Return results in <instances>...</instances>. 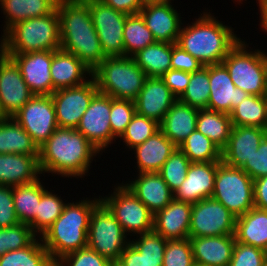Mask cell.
I'll return each mask as SVG.
<instances>
[{
	"instance_id": "cell-1",
	"label": "cell",
	"mask_w": 267,
	"mask_h": 266,
	"mask_svg": "<svg viewBox=\"0 0 267 266\" xmlns=\"http://www.w3.org/2000/svg\"><path fill=\"white\" fill-rule=\"evenodd\" d=\"M101 153L73 128L58 127L48 140L39 147V167L45 174L63 178L88 176L93 160Z\"/></svg>"
},
{
	"instance_id": "cell-2",
	"label": "cell",
	"mask_w": 267,
	"mask_h": 266,
	"mask_svg": "<svg viewBox=\"0 0 267 266\" xmlns=\"http://www.w3.org/2000/svg\"><path fill=\"white\" fill-rule=\"evenodd\" d=\"M200 14L196 21L187 24L183 21L176 44L203 66L221 64L241 38L232 26L217 20L210 9Z\"/></svg>"
},
{
	"instance_id": "cell-3",
	"label": "cell",
	"mask_w": 267,
	"mask_h": 266,
	"mask_svg": "<svg viewBox=\"0 0 267 266\" xmlns=\"http://www.w3.org/2000/svg\"><path fill=\"white\" fill-rule=\"evenodd\" d=\"M60 49L77 56L91 71L105 58L93 25L89 0H70L56 7Z\"/></svg>"
},
{
	"instance_id": "cell-4",
	"label": "cell",
	"mask_w": 267,
	"mask_h": 266,
	"mask_svg": "<svg viewBox=\"0 0 267 266\" xmlns=\"http://www.w3.org/2000/svg\"><path fill=\"white\" fill-rule=\"evenodd\" d=\"M76 201H68L62 214L40 237L54 263L66 254L87 247L90 216L101 198L99 195Z\"/></svg>"
},
{
	"instance_id": "cell-5",
	"label": "cell",
	"mask_w": 267,
	"mask_h": 266,
	"mask_svg": "<svg viewBox=\"0 0 267 266\" xmlns=\"http://www.w3.org/2000/svg\"><path fill=\"white\" fill-rule=\"evenodd\" d=\"M0 37V50L4 54L59 50L60 28L57 9L46 16L17 22Z\"/></svg>"
},
{
	"instance_id": "cell-6",
	"label": "cell",
	"mask_w": 267,
	"mask_h": 266,
	"mask_svg": "<svg viewBox=\"0 0 267 266\" xmlns=\"http://www.w3.org/2000/svg\"><path fill=\"white\" fill-rule=\"evenodd\" d=\"M98 91L116 99L134 101L147 78L129 56L106 57L93 71Z\"/></svg>"
},
{
	"instance_id": "cell-7",
	"label": "cell",
	"mask_w": 267,
	"mask_h": 266,
	"mask_svg": "<svg viewBox=\"0 0 267 266\" xmlns=\"http://www.w3.org/2000/svg\"><path fill=\"white\" fill-rule=\"evenodd\" d=\"M252 50L245 38L240 39L222 64L228 70L236 88L249 95L264 96L267 95L266 52L258 48Z\"/></svg>"
},
{
	"instance_id": "cell-8",
	"label": "cell",
	"mask_w": 267,
	"mask_h": 266,
	"mask_svg": "<svg viewBox=\"0 0 267 266\" xmlns=\"http://www.w3.org/2000/svg\"><path fill=\"white\" fill-rule=\"evenodd\" d=\"M236 218L254 207L253 179L239 167L219 163L211 196Z\"/></svg>"
},
{
	"instance_id": "cell-9",
	"label": "cell",
	"mask_w": 267,
	"mask_h": 266,
	"mask_svg": "<svg viewBox=\"0 0 267 266\" xmlns=\"http://www.w3.org/2000/svg\"><path fill=\"white\" fill-rule=\"evenodd\" d=\"M115 183L113 192L100 196L101 202L113 214L128 236L153 230L154 214L124 184Z\"/></svg>"
},
{
	"instance_id": "cell-10",
	"label": "cell",
	"mask_w": 267,
	"mask_h": 266,
	"mask_svg": "<svg viewBox=\"0 0 267 266\" xmlns=\"http://www.w3.org/2000/svg\"><path fill=\"white\" fill-rule=\"evenodd\" d=\"M130 239L113 214L100 202L90 216L87 247L109 261H115L120 259Z\"/></svg>"
},
{
	"instance_id": "cell-11",
	"label": "cell",
	"mask_w": 267,
	"mask_h": 266,
	"mask_svg": "<svg viewBox=\"0 0 267 266\" xmlns=\"http://www.w3.org/2000/svg\"><path fill=\"white\" fill-rule=\"evenodd\" d=\"M236 217L213 198L192 205L189 237H209L235 234Z\"/></svg>"
},
{
	"instance_id": "cell-12",
	"label": "cell",
	"mask_w": 267,
	"mask_h": 266,
	"mask_svg": "<svg viewBox=\"0 0 267 266\" xmlns=\"http://www.w3.org/2000/svg\"><path fill=\"white\" fill-rule=\"evenodd\" d=\"M89 10L104 55L124 56L123 31L127 14L101 0H89Z\"/></svg>"
},
{
	"instance_id": "cell-13",
	"label": "cell",
	"mask_w": 267,
	"mask_h": 266,
	"mask_svg": "<svg viewBox=\"0 0 267 266\" xmlns=\"http://www.w3.org/2000/svg\"><path fill=\"white\" fill-rule=\"evenodd\" d=\"M13 118L38 147L58 128L51 95H34Z\"/></svg>"
},
{
	"instance_id": "cell-14",
	"label": "cell",
	"mask_w": 267,
	"mask_h": 266,
	"mask_svg": "<svg viewBox=\"0 0 267 266\" xmlns=\"http://www.w3.org/2000/svg\"><path fill=\"white\" fill-rule=\"evenodd\" d=\"M110 109L111 96L98 91L76 128L101 154L117 140L110 127Z\"/></svg>"
},
{
	"instance_id": "cell-15",
	"label": "cell",
	"mask_w": 267,
	"mask_h": 266,
	"mask_svg": "<svg viewBox=\"0 0 267 266\" xmlns=\"http://www.w3.org/2000/svg\"><path fill=\"white\" fill-rule=\"evenodd\" d=\"M97 92L96 82L91 76L84 84L52 93L58 127L76 129Z\"/></svg>"
},
{
	"instance_id": "cell-16",
	"label": "cell",
	"mask_w": 267,
	"mask_h": 266,
	"mask_svg": "<svg viewBox=\"0 0 267 266\" xmlns=\"http://www.w3.org/2000/svg\"><path fill=\"white\" fill-rule=\"evenodd\" d=\"M34 94L17 64L0 50V107L5 117H13Z\"/></svg>"
},
{
	"instance_id": "cell-17",
	"label": "cell",
	"mask_w": 267,
	"mask_h": 266,
	"mask_svg": "<svg viewBox=\"0 0 267 266\" xmlns=\"http://www.w3.org/2000/svg\"><path fill=\"white\" fill-rule=\"evenodd\" d=\"M19 67L23 80L34 95H51L53 83L50 73L52 51L25 54H5Z\"/></svg>"
},
{
	"instance_id": "cell-18",
	"label": "cell",
	"mask_w": 267,
	"mask_h": 266,
	"mask_svg": "<svg viewBox=\"0 0 267 266\" xmlns=\"http://www.w3.org/2000/svg\"><path fill=\"white\" fill-rule=\"evenodd\" d=\"M172 3L144 4L139 12L156 42L176 43L178 40L183 15Z\"/></svg>"
},
{
	"instance_id": "cell-19",
	"label": "cell",
	"mask_w": 267,
	"mask_h": 266,
	"mask_svg": "<svg viewBox=\"0 0 267 266\" xmlns=\"http://www.w3.org/2000/svg\"><path fill=\"white\" fill-rule=\"evenodd\" d=\"M178 98L159 77H147L134 100L136 113L160 123Z\"/></svg>"
},
{
	"instance_id": "cell-20",
	"label": "cell",
	"mask_w": 267,
	"mask_h": 266,
	"mask_svg": "<svg viewBox=\"0 0 267 266\" xmlns=\"http://www.w3.org/2000/svg\"><path fill=\"white\" fill-rule=\"evenodd\" d=\"M219 163H191L185 180L174 193V199L194 204L202 199L211 198Z\"/></svg>"
},
{
	"instance_id": "cell-21",
	"label": "cell",
	"mask_w": 267,
	"mask_h": 266,
	"mask_svg": "<svg viewBox=\"0 0 267 266\" xmlns=\"http://www.w3.org/2000/svg\"><path fill=\"white\" fill-rule=\"evenodd\" d=\"M210 98L208 109L230 114L249 94L236 88L226 67L209 65Z\"/></svg>"
},
{
	"instance_id": "cell-22",
	"label": "cell",
	"mask_w": 267,
	"mask_h": 266,
	"mask_svg": "<svg viewBox=\"0 0 267 266\" xmlns=\"http://www.w3.org/2000/svg\"><path fill=\"white\" fill-rule=\"evenodd\" d=\"M267 130L254 126H233L226 146L222 149V161L241 168L257 151Z\"/></svg>"
},
{
	"instance_id": "cell-23",
	"label": "cell",
	"mask_w": 267,
	"mask_h": 266,
	"mask_svg": "<svg viewBox=\"0 0 267 266\" xmlns=\"http://www.w3.org/2000/svg\"><path fill=\"white\" fill-rule=\"evenodd\" d=\"M136 237L130 239L119 260L126 266H162L167 239L154 230Z\"/></svg>"
},
{
	"instance_id": "cell-24",
	"label": "cell",
	"mask_w": 267,
	"mask_h": 266,
	"mask_svg": "<svg viewBox=\"0 0 267 266\" xmlns=\"http://www.w3.org/2000/svg\"><path fill=\"white\" fill-rule=\"evenodd\" d=\"M136 177L128 179L123 184L155 214L167 206L173 199L174 193L163 180L159 172L136 173ZM132 180V181H131ZM128 182V183H127Z\"/></svg>"
},
{
	"instance_id": "cell-25",
	"label": "cell",
	"mask_w": 267,
	"mask_h": 266,
	"mask_svg": "<svg viewBox=\"0 0 267 266\" xmlns=\"http://www.w3.org/2000/svg\"><path fill=\"white\" fill-rule=\"evenodd\" d=\"M192 205L173 199L153 218V230L167 240L189 238Z\"/></svg>"
},
{
	"instance_id": "cell-26",
	"label": "cell",
	"mask_w": 267,
	"mask_h": 266,
	"mask_svg": "<svg viewBox=\"0 0 267 266\" xmlns=\"http://www.w3.org/2000/svg\"><path fill=\"white\" fill-rule=\"evenodd\" d=\"M50 73L53 93L84 84L92 76V71L77 56L62 49L52 51Z\"/></svg>"
},
{
	"instance_id": "cell-27",
	"label": "cell",
	"mask_w": 267,
	"mask_h": 266,
	"mask_svg": "<svg viewBox=\"0 0 267 266\" xmlns=\"http://www.w3.org/2000/svg\"><path fill=\"white\" fill-rule=\"evenodd\" d=\"M194 262L203 266H229L236 243L235 234L189 237Z\"/></svg>"
},
{
	"instance_id": "cell-28",
	"label": "cell",
	"mask_w": 267,
	"mask_h": 266,
	"mask_svg": "<svg viewBox=\"0 0 267 266\" xmlns=\"http://www.w3.org/2000/svg\"><path fill=\"white\" fill-rule=\"evenodd\" d=\"M41 174L39 155L0 154V185L28 184L42 177Z\"/></svg>"
},
{
	"instance_id": "cell-29",
	"label": "cell",
	"mask_w": 267,
	"mask_h": 266,
	"mask_svg": "<svg viewBox=\"0 0 267 266\" xmlns=\"http://www.w3.org/2000/svg\"><path fill=\"white\" fill-rule=\"evenodd\" d=\"M177 146L159 130L144 143L133 148L137 173L159 172Z\"/></svg>"
},
{
	"instance_id": "cell-30",
	"label": "cell",
	"mask_w": 267,
	"mask_h": 266,
	"mask_svg": "<svg viewBox=\"0 0 267 266\" xmlns=\"http://www.w3.org/2000/svg\"><path fill=\"white\" fill-rule=\"evenodd\" d=\"M198 113L199 109L177 99L159 123L160 130L179 147L196 130Z\"/></svg>"
},
{
	"instance_id": "cell-31",
	"label": "cell",
	"mask_w": 267,
	"mask_h": 266,
	"mask_svg": "<svg viewBox=\"0 0 267 266\" xmlns=\"http://www.w3.org/2000/svg\"><path fill=\"white\" fill-rule=\"evenodd\" d=\"M237 242L264 250L267 247V210L253 207L236 218Z\"/></svg>"
},
{
	"instance_id": "cell-32",
	"label": "cell",
	"mask_w": 267,
	"mask_h": 266,
	"mask_svg": "<svg viewBox=\"0 0 267 266\" xmlns=\"http://www.w3.org/2000/svg\"><path fill=\"white\" fill-rule=\"evenodd\" d=\"M57 5L52 0H0L4 15L3 34L17 22L51 14Z\"/></svg>"
},
{
	"instance_id": "cell-33",
	"label": "cell",
	"mask_w": 267,
	"mask_h": 266,
	"mask_svg": "<svg viewBox=\"0 0 267 266\" xmlns=\"http://www.w3.org/2000/svg\"><path fill=\"white\" fill-rule=\"evenodd\" d=\"M39 155V147L13 117L0 121V154Z\"/></svg>"
},
{
	"instance_id": "cell-34",
	"label": "cell",
	"mask_w": 267,
	"mask_h": 266,
	"mask_svg": "<svg viewBox=\"0 0 267 266\" xmlns=\"http://www.w3.org/2000/svg\"><path fill=\"white\" fill-rule=\"evenodd\" d=\"M172 43L155 42L137 52L132 58L147 77L161 78L171 66Z\"/></svg>"
},
{
	"instance_id": "cell-35",
	"label": "cell",
	"mask_w": 267,
	"mask_h": 266,
	"mask_svg": "<svg viewBox=\"0 0 267 266\" xmlns=\"http://www.w3.org/2000/svg\"><path fill=\"white\" fill-rule=\"evenodd\" d=\"M48 188L41 178L13 186L14 209L20 223L29 224L35 218L41 196Z\"/></svg>"
},
{
	"instance_id": "cell-36",
	"label": "cell",
	"mask_w": 267,
	"mask_h": 266,
	"mask_svg": "<svg viewBox=\"0 0 267 266\" xmlns=\"http://www.w3.org/2000/svg\"><path fill=\"white\" fill-rule=\"evenodd\" d=\"M230 114L200 109L196 130L214 142L221 150L226 146L232 130Z\"/></svg>"
},
{
	"instance_id": "cell-37",
	"label": "cell",
	"mask_w": 267,
	"mask_h": 266,
	"mask_svg": "<svg viewBox=\"0 0 267 266\" xmlns=\"http://www.w3.org/2000/svg\"><path fill=\"white\" fill-rule=\"evenodd\" d=\"M233 126H254L267 128L266 95H248L230 113Z\"/></svg>"
},
{
	"instance_id": "cell-38",
	"label": "cell",
	"mask_w": 267,
	"mask_h": 266,
	"mask_svg": "<svg viewBox=\"0 0 267 266\" xmlns=\"http://www.w3.org/2000/svg\"><path fill=\"white\" fill-rule=\"evenodd\" d=\"M0 266H55L49 252L37 237L29 246L6 252L0 257Z\"/></svg>"
},
{
	"instance_id": "cell-39",
	"label": "cell",
	"mask_w": 267,
	"mask_h": 266,
	"mask_svg": "<svg viewBox=\"0 0 267 266\" xmlns=\"http://www.w3.org/2000/svg\"><path fill=\"white\" fill-rule=\"evenodd\" d=\"M47 189L41 196L35 218L28 224L32 231L41 237L44 232L54 223L62 214L67 201L62 200L61 195L52 192L53 189Z\"/></svg>"
},
{
	"instance_id": "cell-40",
	"label": "cell",
	"mask_w": 267,
	"mask_h": 266,
	"mask_svg": "<svg viewBox=\"0 0 267 266\" xmlns=\"http://www.w3.org/2000/svg\"><path fill=\"white\" fill-rule=\"evenodd\" d=\"M124 56L132 57L145 47L156 41L151 30L146 26L142 16L138 14L127 15L124 31Z\"/></svg>"
},
{
	"instance_id": "cell-41",
	"label": "cell",
	"mask_w": 267,
	"mask_h": 266,
	"mask_svg": "<svg viewBox=\"0 0 267 266\" xmlns=\"http://www.w3.org/2000/svg\"><path fill=\"white\" fill-rule=\"evenodd\" d=\"M178 148L191 163L222 161V150L197 130L193 131Z\"/></svg>"
},
{
	"instance_id": "cell-42",
	"label": "cell",
	"mask_w": 267,
	"mask_h": 266,
	"mask_svg": "<svg viewBox=\"0 0 267 266\" xmlns=\"http://www.w3.org/2000/svg\"><path fill=\"white\" fill-rule=\"evenodd\" d=\"M210 98L209 66L190 73V81L186 90L178 98L183 103L197 109H208Z\"/></svg>"
},
{
	"instance_id": "cell-43",
	"label": "cell",
	"mask_w": 267,
	"mask_h": 266,
	"mask_svg": "<svg viewBox=\"0 0 267 266\" xmlns=\"http://www.w3.org/2000/svg\"><path fill=\"white\" fill-rule=\"evenodd\" d=\"M160 130L159 123L153 119L135 114L131 122L127 125L123 134L119 137V142H123L131 151L136 146L144 143L149 137Z\"/></svg>"
},
{
	"instance_id": "cell-44",
	"label": "cell",
	"mask_w": 267,
	"mask_h": 266,
	"mask_svg": "<svg viewBox=\"0 0 267 266\" xmlns=\"http://www.w3.org/2000/svg\"><path fill=\"white\" fill-rule=\"evenodd\" d=\"M190 164L188 157L178 147L163 164L159 173L173 193L185 180Z\"/></svg>"
},
{
	"instance_id": "cell-45",
	"label": "cell",
	"mask_w": 267,
	"mask_h": 266,
	"mask_svg": "<svg viewBox=\"0 0 267 266\" xmlns=\"http://www.w3.org/2000/svg\"><path fill=\"white\" fill-rule=\"evenodd\" d=\"M37 237L31 227L25 223L0 228V257L6 252L29 246Z\"/></svg>"
},
{
	"instance_id": "cell-46",
	"label": "cell",
	"mask_w": 267,
	"mask_h": 266,
	"mask_svg": "<svg viewBox=\"0 0 267 266\" xmlns=\"http://www.w3.org/2000/svg\"><path fill=\"white\" fill-rule=\"evenodd\" d=\"M194 264L189 238L167 240L162 266H193Z\"/></svg>"
},
{
	"instance_id": "cell-47",
	"label": "cell",
	"mask_w": 267,
	"mask_h": 266,
	"mask_svg": "<svg viewBox=\"0 0 267 266\" xmlns=\"http://www.w3.org/2000/svg\"><path fill=\"white\" fill-rule=\"evenodd\" d=\"M136 114L134 101L111 97L110 127L118 139Z\"/></svg>"
},
{
	"instance_id": "cell-48",
	"label": "cell",
	"mask_w": 267,
	"mask_h": 266,
	"mask_svg": "<svg viewBox=\"0 0 267 266\" xmlns=\"http://www.w3.org/2000/svg\"><path fill=\"white\" fill-rule=\"evenodd\" d=\"M110 261L88 247L64 255L55 266H109Z\"/></svg>"
},
{
	"instance_id": "cell-49",
	"label": "cell",
	"mask_w": 267,
	"mask_h": 266,
	"mask_svg": "<svg viewBox=\"0 0 267 266\" xmlns=\"http://www.w3.org/2000/svg\"><path fill=\"white\" fill-rule=\"evenodd\" d=\"M264 265H265L264 250L236 241L229 266H264Z\"/></svg>"
},
{
	"instance_id": "cell-50",
	"label": "cell",
	"mask_w": 267,
	"mask_h": 266,
	"mask_svg": "<svg viewBox=\"0 0 267 266\" xmlns=\"http://www.w3.org/2000/svg\"><path fill=\"white\" fill-rule=\"evenodd\" d=\"M13 201V187L0 185V228L19 224Z\"/></svg>"
},
{
	"instance_id": "cell-51",
	"label": "cell",
	"mask_w": 267,
	"mask_h": 266,
	"mask_svg": "<svg viewBox=\"0 0 267 266\" xmlns=\"http://www.w3.org/2000/svg\"><path fill=\"white\" fill-rule=\"evenodd\" d=\"M253 180L267 175V135L257 151L241 167Z\"/></svg>"
},
{
	"instance_id": "cell-52",
	"label": "cell",
	"mask_w": 267,
	"mask_h": 266,
	"mask_svg": "<svg viewBox=\"0 0 267 266\" xmlns=\"http://www.w3.org/2000/svg\"><path fill=\"white\" fill-rule=\"evenodd\" d=\"M171 66L173 70H181L188 73H193L203 67L196 58L176 43H172Z\"/></svg>"
},
{
	"instance_id": "cell-53",
	"label": "cell",
	"mask_w": 267,
	"mask_h": 266,
	"mask_svg": "<svg viewBox=\"0 0 267 266\" xmlns=\"http://www.w3.org/2000/svg\"><path fill=\"white\" fill-rule=\"evenodd\" d=\"M161 79L171 92L179 98L186 90L190 81V73L181 70L170 69Z\"/></svg>"
},
{
	"instance_id": "cell-54",
	"label": "cell",
	"mask_w": 267,
	"mask_h": 266,
	"mask_svg": "<svg viewBox=\"0 0 267 266\" xmlns=\"http://www.w3.org/2000/svg\"><path fill=\"white\" fill-rule=\"evenodd\" d=\"M113 9L127 15L138 14L144 6L143 0H101Z\"/></svg>"
},
{
	"instance_id": "cell-55",
	"label": "cell",
	"mask_w": 267,
	"mask_h": 266,
	"mask_svg": "<svg viewBox=\"0 0 267 266\" xmlns=\"http://www.w3.org/2000/svg\"><path fill=\"white\" fill-rule=\"evenodd\" d=\"M254 207L267 210V175L253 180Z\"/></svg>"
},
{
	"instance_id": "cell-56",
	"label": "cell",
	"mask_w": 267,
	"mask_h": 266,
	"mask_svg": "<svg viewBox=\"0 0 267 266\" xmlns=\"http://www.w3.org/2000/svg\"><path fill=\"white\" fill-rule=\"evenodd\" d=\"M258 11L259 13V22H260V27L262 28L261 30L264 31L267 35V7L266 8H259Z\"/></svg>"
},
{
	"instance_id": "cell-57",
	"label": "cell",
	"mask_w": 267,
	"mask_h": 266,
	"mask_svg": "<svg viewBox=\"0 0 267 266\" xmlns=\"http://www.w3.org/2000/svg\"><path fill=\"white\" fill-rule=\"evenodd\" d=\"M174 0H143L144 4H149V3H166V2H172Z\"/></svg>"
},
{
	"instance_id": "cell-58",
	"label": "cell",
	"mask_w": 267,
	"mask_h": 266,
	"mask_svg": "<svg viewBox=\"0 0 267 266\" xmlns=\"http://www.w3.org/2000/svg\"><path fill=\"white\" fill-rule=\"evenodd\" d=\"M259 8H266L267 7V0H256Z\"/></svg>"
},
{
	"instance_id": "cell-59",
	"label": "cell",
	"mask_w": 267,
	"mask_h": 266,
	"mask_svg": "<svg viewBox=\"0 0 267 266\" xmlns=\"http://www.w3.org/2000/svg\"><path fill=\"white\" fill-rule=\"evenodd\" d=\"M109 266H126L120 260L110 261Z\"/></svg>"
},
{
	"instance_id": "cell-60",
	"label": "cell",
	"mask_w": 267,
	"mask_h": 266,
	"mask_svg": "<svg viewBox=\"0 0 267 266\" xmlns=\"http://www.w3.org/2000/svg\"><path fill=\"white\" fill-rule=\"evenodd\" d=\"M56 5H60V4H62V3H64V2H68V1H70V0H52Z\"/></svg>"
},
{
	"instance_id": "cell-61",
	"label": "cell",
	"mask_w": 267,
	"mask_h": 266,
	"mask_svg": "<svg viewBox=\"0 0 267 266\" xmlns=\"http://www.w3.org/2000/svg\"><path fill=\"white\" fill-rule=\"evenodd\" d=\"M265 264H267V247L264 249Z\"/></svg>"
},
{
	"instance_id": "cell-62",
	"label": "cell",
	"mask_w": 267,
	"mask_h": 266,
	"mask_svg": "<svg viewBox=\"0 0 267 266\" xmlns=\"http://www.w3.org/2000/svg\"><path fill=\"white\" fill-rule=\"evenodd\" d=\"M3 118H5V116H4V114H3L2 110H1V107H0V121H1Z\"/></svg>"
},
{
	"instance_id": "cell-63",
	"label": "cell",
	"mask_w": 267,
	"mask_h": 266,
	"mask_svg": "<svg viewBox=\"0 0 267 266\" xmlns=\"http://www.w3.org/2000/svg\"><path fill=\"white\" fill-rule=\"evenodd\" d=\"M234 2H237L239 5H240V3L241 4H243L242 2H243V0H233Z\"/></svg>"
},
{
	"instance_id": "cell-64",
	"label": "cell",
	"mask_w": 267,
	"mask_h": 266,
	"mask_svg": "<svg viewBox=\"0 0 267 266\" xmlns=\"http://www.w3.org/2000/svg\"><path fill=\"white\" fill-rule=\"evenodd\" d=\"M193 266H203V265H199V264H196V263H195Z\"/></svg>"
}]
</instances>
